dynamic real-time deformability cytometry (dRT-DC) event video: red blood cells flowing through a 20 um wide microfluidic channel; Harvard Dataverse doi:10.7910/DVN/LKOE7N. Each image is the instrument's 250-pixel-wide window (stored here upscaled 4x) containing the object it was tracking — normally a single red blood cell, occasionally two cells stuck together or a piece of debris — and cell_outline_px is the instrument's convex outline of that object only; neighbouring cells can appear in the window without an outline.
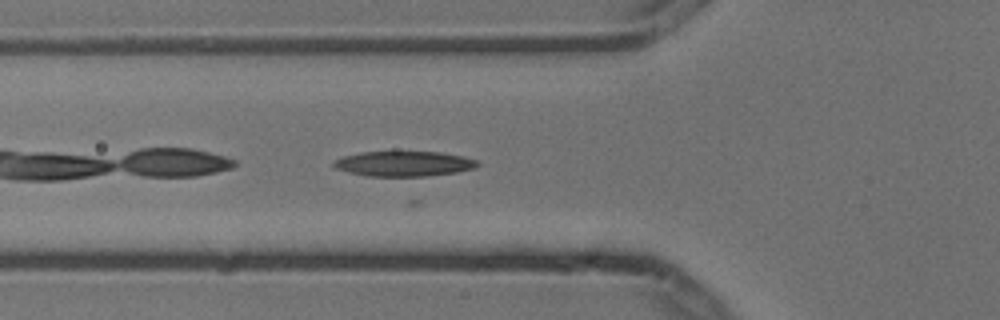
{"species": "common noctule bat (a hibernating species)", "species_latin": "Nyctalus noctula", "temperature_condition": "cold", "stored_images_in_passage": 6, "camera_frame_rate_fps": 3000, "um_per_image_px": 0.085, "animal": {"sex": "male", "body_mass_g": 13.3}, "frame": {"image": 1, "passage_image": 6, "time_ms": 1.667, "image_size_px": [1000, 320], "cell_outline_px": [[480, 164], [476, 168], [456, 172], [428, 176], [368, 176], [348, 172], [336, 168], [332, 164], [336, 160], [344, 156], [360, 152], [440, 152], [464, 156], [476, 160]], "centroid_in_image_um": [34.36, 13.92], "position_along_channel_um": 91.4, "area_um2": 20.98}}